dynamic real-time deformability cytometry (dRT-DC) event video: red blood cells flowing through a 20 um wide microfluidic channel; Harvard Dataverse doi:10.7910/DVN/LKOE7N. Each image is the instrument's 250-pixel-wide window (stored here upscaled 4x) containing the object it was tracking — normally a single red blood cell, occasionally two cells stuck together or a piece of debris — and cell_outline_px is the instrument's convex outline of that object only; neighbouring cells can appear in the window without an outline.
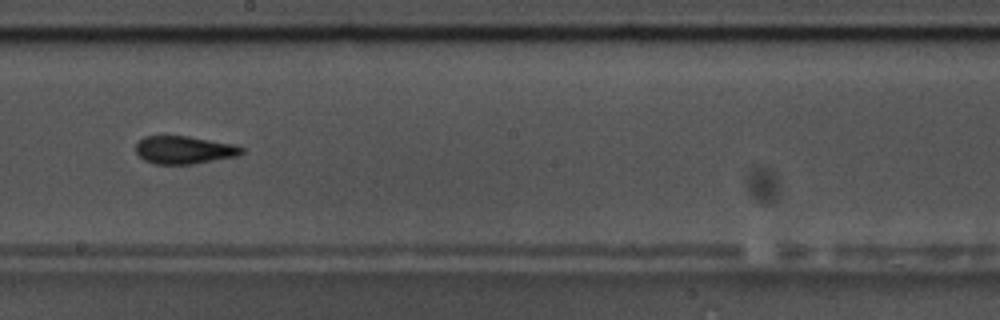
{"species": "common noctule bat (a hibernating species)", "species_latin": "Nyctalus noctula", "temperature_condition": "warm", "stored_images_in_passage": 56, "camera_frame_rate_fps": 3000, "um_per_image_px": 0.085, "animal": {"sex": "male", "body_mass_g": 17.5, "forearm_length_mm": 52.3}, "frame": {"image": 1, "passage_image": 32, "time_ms": 10.333, "image_size_px": [1000, 320], "cell_outline_px": [[244, 152], [236, 156], [192, 164], [156, 164], [144, 160], [136, 152], [136, 144], [144, 136], [188, 136], [236, 144], [244, 148]], "centroid_in_image_um": [15.67, 12.74], "position_along_channel_um": 232.5, "area_um2": 17.17}, "authors_computed_cell_mechanics": {"area_um2": 16.762, "velocity_mm_per_s": 3.6581, "shape_relaxation_time_tau1_ms": 5.7595, "shape_relaxation_time_tau2_ms": 2.6742, "deformation_change_tau1": 0.2106, "deformation_change_tau2": 0.0901}}